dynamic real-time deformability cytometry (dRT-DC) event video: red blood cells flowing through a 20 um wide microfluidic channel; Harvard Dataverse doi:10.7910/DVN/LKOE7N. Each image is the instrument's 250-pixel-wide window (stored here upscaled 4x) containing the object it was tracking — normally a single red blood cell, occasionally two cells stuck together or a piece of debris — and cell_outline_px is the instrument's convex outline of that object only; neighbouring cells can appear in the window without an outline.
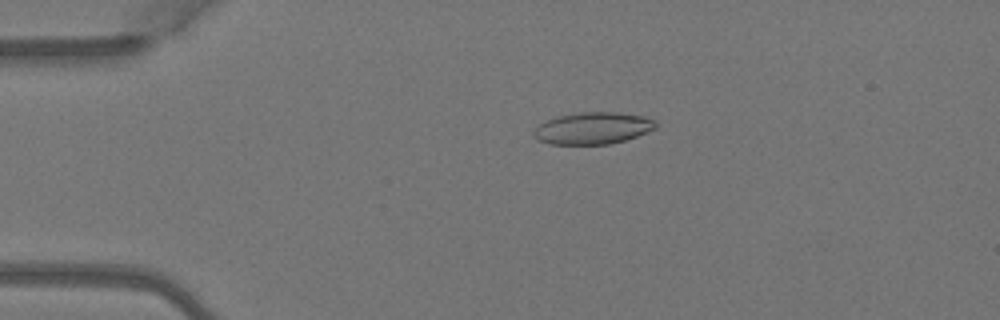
{"species": "Egyptian fruit bat (a non-hibernating species)", "species_latin": "Rousettus aegyptiacus", "temperature_condition": "warm", "stored_images_in_passage": 2, "camera_frame_rate_fps": 3000, "um_per_image_px": 0.085, "animal": {"sex": "female"}, "frame": {"image": 1, "passage_image": 1, "time_ms": 0.0, "image_size_px": [1000, 320], "cell_outline_px": [[656, 128], [636, 136], [624, 140], [608, 144], [548, 144], [536, 140], [532, 136], [532, 132], [540, 124], [548, 120], [560, 116], [580, 112], [616, 112], [644, 116], [656, 120]], "centroid_in_image_um": [50.37, 10.9], "position_along_channel_um": 34.6, "area_um2": 22.6}}